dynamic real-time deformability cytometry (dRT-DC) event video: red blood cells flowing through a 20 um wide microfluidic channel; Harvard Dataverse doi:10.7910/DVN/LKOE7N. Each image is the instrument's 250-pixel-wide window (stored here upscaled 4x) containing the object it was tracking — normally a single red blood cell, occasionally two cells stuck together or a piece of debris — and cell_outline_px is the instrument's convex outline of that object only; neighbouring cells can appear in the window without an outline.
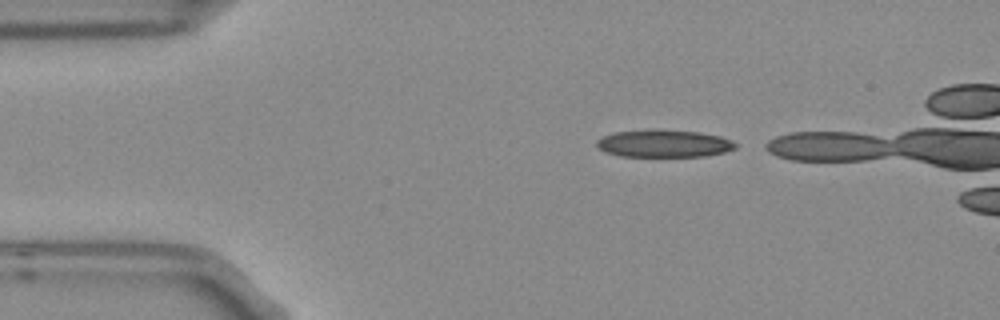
{"species": "Egyptian fruit bat (a non-hibernating species)", "species_latin": "Rousettus aegyptiacus", "temperature_condition": "room temperature", "stored_images_in_passage": 3, "camera_frame_rate_fps": 3000, "um_per_image_px": 0.085, "frame": {"image": 1, "passage_image": 1, "time_ms": 0.0, "image_size_px": [1000, 320], "cell_outline_px": [[736, 148], [724, 152], [704, 156], [620, 156], [604, 152], [596, 144], [596, 140], [604, 136], [616, 132], [652, 128], [700, 132], [720, 136], [732, 140], [736, 144]], "centroid_in_image_um": [56.43, 12.18], "position_along_channel_um": 28.6, "area_um2": 22.37}}